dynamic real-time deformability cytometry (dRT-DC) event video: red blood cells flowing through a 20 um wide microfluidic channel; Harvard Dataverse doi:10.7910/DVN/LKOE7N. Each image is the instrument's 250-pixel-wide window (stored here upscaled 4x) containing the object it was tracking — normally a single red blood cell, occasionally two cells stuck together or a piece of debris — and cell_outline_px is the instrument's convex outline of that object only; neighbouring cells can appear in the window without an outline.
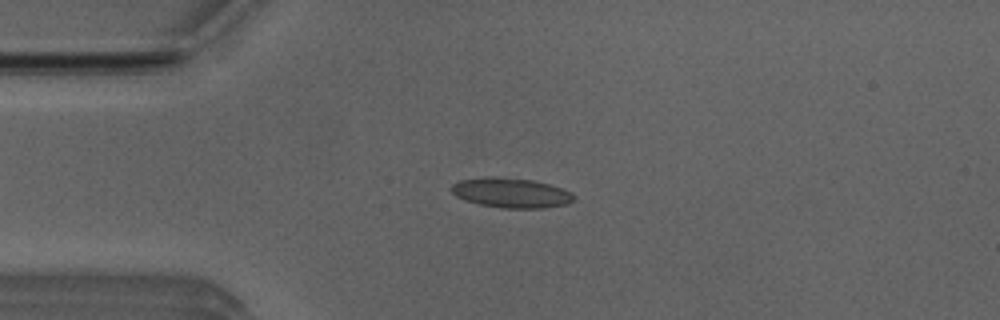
{"species": "Egyptian fruit bat (a non-hibernating species)", "species_latin": "Rousettus aegyptiacus", "temperature_condition": "room temperature", "stored_images_in_passage": 45, "camera_frame_rate_fps": 3000, "um_per_image_px": 0.085, "animal": {"sex": "male"}, "frame": {"image": 1, "passage_image": 11, "time_ms": 3.333, "image_size_px": [1000, 320], "cell_outline_px": [[576, 200], [568, 204], [544, 208], [500, 208], [480, 204], [464, 200], [456, 196], [452, 192], [452, 184], [460, 180], [488, 176], [496, 176], [532, 180], [548, 184], [572, 192], [576, 196]], "centroid_in_image_um": [43.47, 16.39], "position_along_channel_um": 41.5, "area_um2": 21.44}}
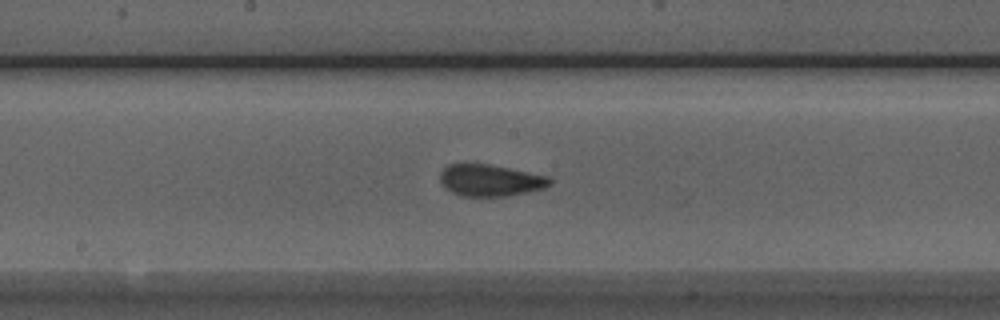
{"frame": {"image": 2, "passage_image": 25, "time_ms": 8.0, "image_size_px": [1000, 320], "cell_outline_px": [[552, 184], [544, 188], [504, 196], [460, 196], [444, 188], [440, 180], [440, 172], [448, 164], [488, 164], [548, 176], [552, 180]], "centroid_in_image_um": [41.64, 15.33], "position_along_channel_um": 206.6, "area_um2": 20.11}}
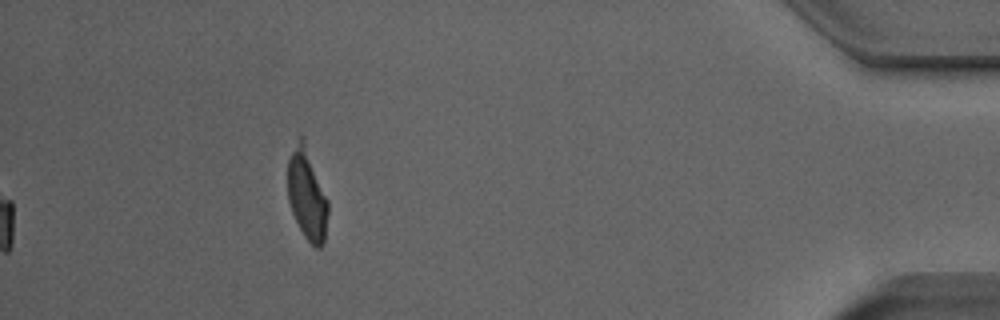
{"frame": {"image": 3, "passage_image": 45, "time_ms": 14.667, "image_size_px": [1000, 320], "cell_outline_px": [[328, 212], [324, 244], [320, 248], [316, 248], [304, 236], [292, 212], [288, 200], [288, 160], [296, 136], [300, 132], [304, 136], [328, 200]], "centroid_in_image_um": [26.09, 16.44], "position_along_channel_um": 409.1, "area_um2": 21.79}, "authors_computed_cell_mechanics": {"area_um2": 20.4034, "velocity_mm_per_s": 3.9716, "shape_relaxation_time_tau1_ms": 6.5759, "shape_relaxation_time_tau2_ms": 0.9959, "deformation_change_tau1": 0.1526, "deformation_change_tau2": 0.0702}}